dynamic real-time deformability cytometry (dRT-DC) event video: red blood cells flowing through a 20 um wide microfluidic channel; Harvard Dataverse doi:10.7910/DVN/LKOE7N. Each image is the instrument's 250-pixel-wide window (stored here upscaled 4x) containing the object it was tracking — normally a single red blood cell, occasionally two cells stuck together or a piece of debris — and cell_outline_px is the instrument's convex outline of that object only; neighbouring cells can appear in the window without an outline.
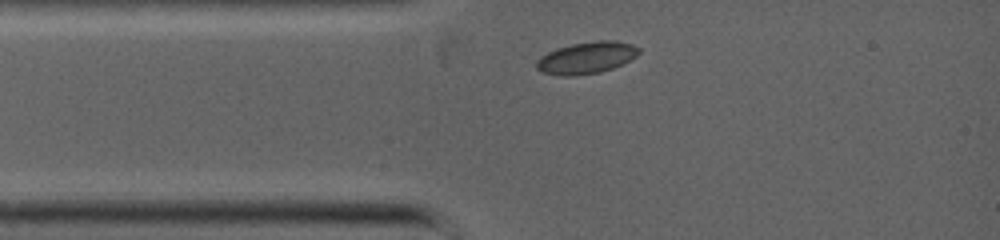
{"species": "common noctule bat (a hibernating species)", "species_latin": "Nyctalus noctula", "temperature_condition": "warm", "stored_images_in_passage": 5, "camera_frame_rate_fps": 5000, "um_per_image_px": 0.085, "animal": {"sex": "female", "body_mass_g": 19.0, "forearm_length_mm": 53.3}, "frame": {"image": 1, "passage_image": 1, "time_ms": 0.0, "image_size_px": [1000, 240], "cell_outline_px": [[640, 52], [636, 56], [612, 68], [600, 72], [576, 76], [564, 76], [544, 72], [536, 68], [536, 60], [540, 56], [556, 48], [572, 44], [596, 40], [616, 40], [632, 44], [640, 48]], "centroid_in_image_um": [49.85, 4.9], "position_along_channel_um": 35.2, "area_um2": 18.96}}
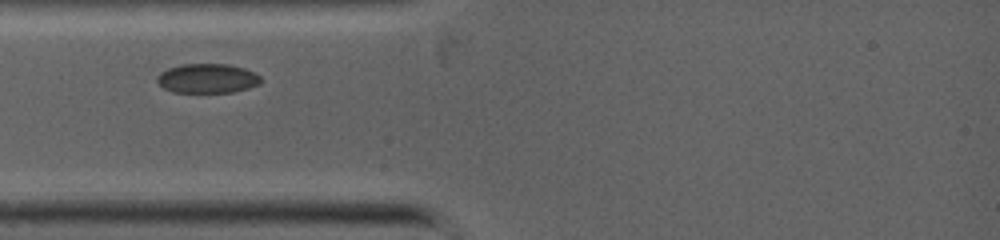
{"frame": {"image": 2, "passage_image": 3, "time_ms": 0.8, "image_size_px": [1000, 240], "cell_outline_px": [[264, 80], [260, 84], [248, 88], [232, 92], [172, 92], [164, 88], [156, 80], [156, 76], [160, 72], [168, 68], [180, 64], [228, 64], [244, 68], [260, 76]], "centroid_in_image_um": [17.62, 6.66], "position_along_channel_um": 67.4, "area_um2": 17.86}}